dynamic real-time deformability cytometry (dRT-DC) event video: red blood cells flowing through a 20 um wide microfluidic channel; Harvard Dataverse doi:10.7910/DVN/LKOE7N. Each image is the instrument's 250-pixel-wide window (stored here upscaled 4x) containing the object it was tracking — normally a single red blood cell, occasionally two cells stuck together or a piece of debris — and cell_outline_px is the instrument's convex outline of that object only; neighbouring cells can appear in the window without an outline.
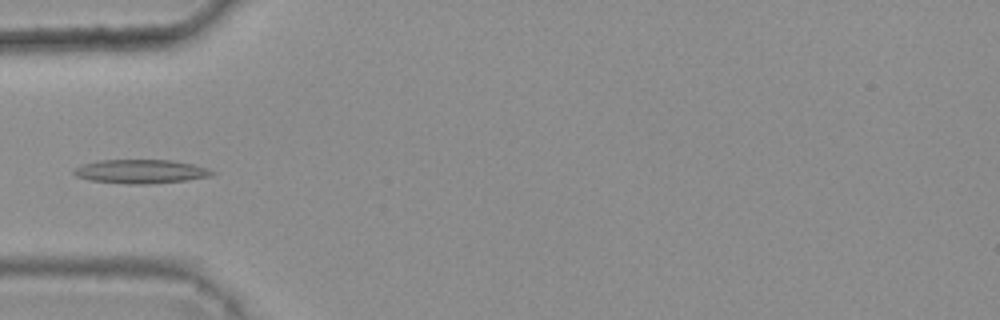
{"species": "common noctule bat (a hibernating species)", "species_latin": "Nyctalus noctula", "temperature_condition": "warm", "stored_images_in_passage": 5, "camera_frame_rate_fps": 3000, "um_per_image_px": 0.085, "animal": {"sex": "female", "body_mass_g": 25.1}, "frame": {"image": 1, "passage_image": 5, "time_ms": 1.333, "image_size_px": [1000, 320], "cell_outline_px": [[216, 172], [212, 176], [184, 180], [148, 184], [128, 184], [88, 180], [76, 176], [72, 172], [76, 168], [84, 164], [100, 160], [172, 160], [192, 164], [208, 168]], "centroid_in_image_um": [11.97, 14.57], "position_along_channel_um": 73.0, "area_um2": 19.13}}